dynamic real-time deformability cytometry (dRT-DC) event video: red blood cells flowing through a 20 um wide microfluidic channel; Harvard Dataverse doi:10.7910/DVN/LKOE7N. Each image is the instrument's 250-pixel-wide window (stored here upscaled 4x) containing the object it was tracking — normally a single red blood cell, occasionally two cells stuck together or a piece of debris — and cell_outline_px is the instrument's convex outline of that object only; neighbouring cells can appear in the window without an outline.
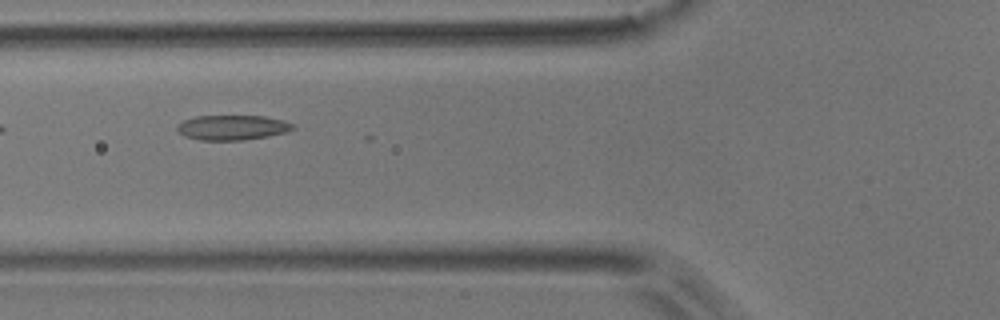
{"species": "common noctule bat (a hibernating species)", "species_latin": "Nyctalus noctula", "temperature_condition": "room temperature", "stored_images_in_passage": 7, "camera_frame_rate_fps": 3000, "um_per_image_px": 0.085, "animal": {"sex": "male", "body_mass_g": 17.9}, "frame": {"image": 1, "passage_image": 5, "time_ms": 1.333, "image_size_px": [1000, 320], "cell_outline_px": [[296, 128], [284, 132], [268, 136], [244, 140], [200, 140], [184, 136], [176, 128], [176, 124], [184, 120], [196, 116], [264, 116], [284, 120], [292, 124]], "centroid_in_image_um": [19.73, 10.84], "position_along_channel_um": 106.1, "area_um2": 16.76}}
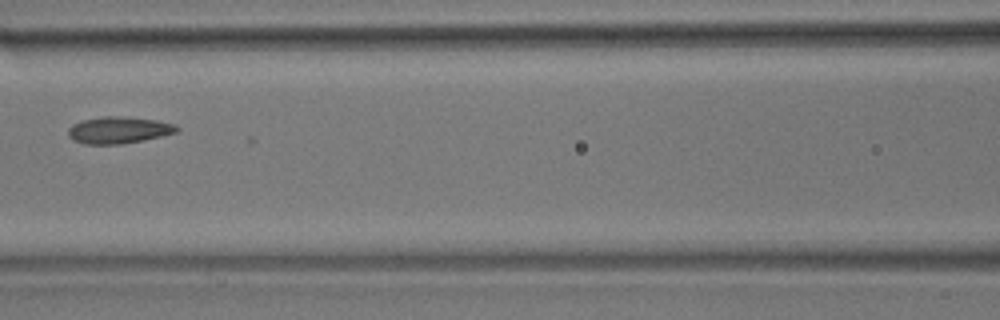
{"frame": {"image": 2, "passage_image": 6, "time_ms": 1.667, "image_size_px": [1000, 320], "cell_outline_px": [[180, 128], [176, 132], [144, 140], [120, 144], [84, 144], [72, 140], [68, 136], [68, 128], [72, 124], [84, 120], [104, 116], [124, 116], [156, 120], [176, 124]], "centroid_in_image_um": [10.07, 11.05], "position_along_channel_um": 156.5, "area_um2": 16.99}}
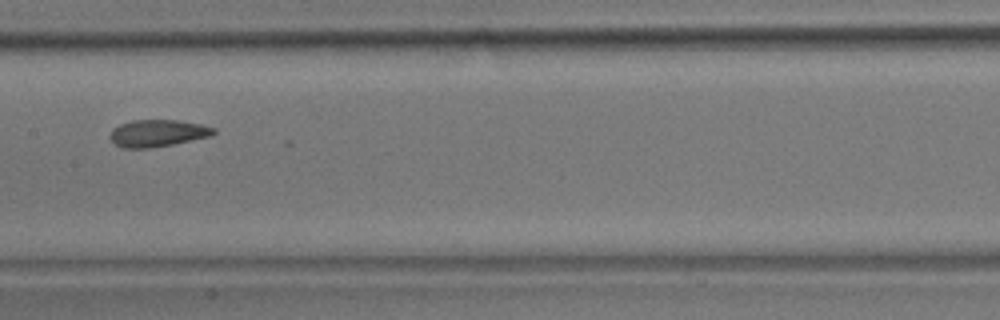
{"frame": {"image": 3, "passage_image": 7, "time_ms": 2.0, "image_size_px": [1000, 320], "cell_outline_px": [[216, 132], [212, 136], [172, 144], [148, 148], [124, 148], [116, 144], [108, 136], [112, 128], [120, 124], [132, 120], [176, 120], [200, 124], [216, 128]], "centroid_in_image_um": [13.39, 11.31], "position_along_channel_um": 194.0, "area_um2": 16.3}}